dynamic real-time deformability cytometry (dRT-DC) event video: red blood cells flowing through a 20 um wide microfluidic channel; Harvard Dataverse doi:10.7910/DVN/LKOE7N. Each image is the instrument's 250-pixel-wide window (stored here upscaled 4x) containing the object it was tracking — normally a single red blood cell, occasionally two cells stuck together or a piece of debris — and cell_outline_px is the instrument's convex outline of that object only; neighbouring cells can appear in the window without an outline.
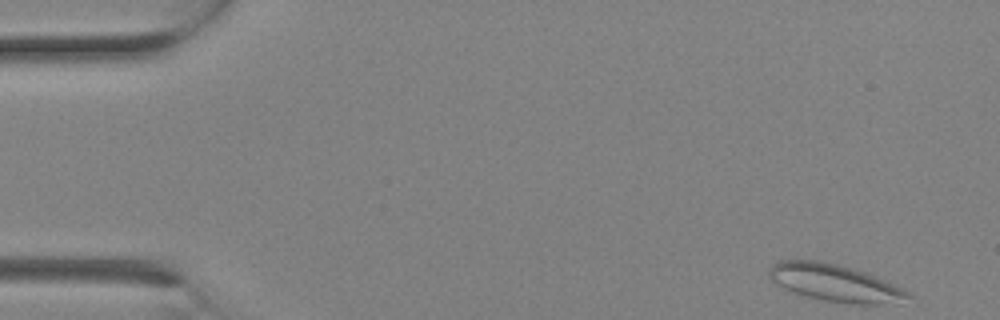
{"species": "Egyptian fruit bat (a non-hibernating species)", "species_latin": "Rousettus aegyptiacus", "temperature_condition": "room temperature", "stored_images_in_passage": 2, "camera_frame_rate_fps": 3000, "um_per_image_px": 0.085, "animal": {"sex": "female"}, "frame": {"image": 1, "passage_image": 1, "time_ms": 0.0, "image_size_px": [1000, 320], "cell_outline_px": [[912, 296], [900, 304], [852, 304], [824, 300], [808, 296], [784, 288], [776, 284], [768, 276], [768, 268], [772, 264], [780, 260], [820, 260], [852, 268], [864, 272], [884, 280], [908, 292]], "centroid_in_image_um": [70.96, 24.05], "position_along_channel_um": 14.0, "area_um2": 29.94}}